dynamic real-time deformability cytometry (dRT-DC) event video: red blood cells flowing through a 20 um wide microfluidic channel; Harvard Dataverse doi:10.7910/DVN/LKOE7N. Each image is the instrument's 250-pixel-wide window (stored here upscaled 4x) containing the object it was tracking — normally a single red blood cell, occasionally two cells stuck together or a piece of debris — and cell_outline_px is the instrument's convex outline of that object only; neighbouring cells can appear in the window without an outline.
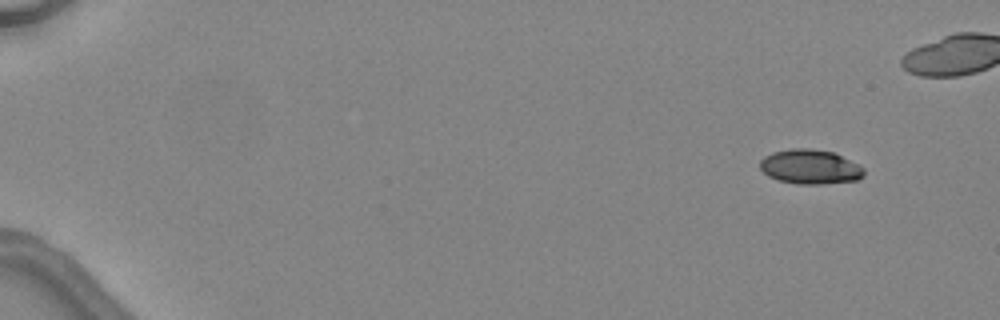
{"species": "common noctule bat (a hibernating species)", "species_latin": "Nyctalus noctula", "temperature_condition": "warm", "stored_images_in_passage": 5, "camera_frame_rate_fps": 3000, "um_per_image_px": 0.085, "animal": {"sex": "female", "body_mass_g": 24.6, "forearm_length_mm": 56.2}, "frame": {"image": 1, "passage_image": 1, "time_ms": 0.0, "image_size_px": [1000, 320], "cell_outline_px": [[864, 176], [856, 180], [820, 184], [800, 184], [776, 180], [768, 176], [760, 168], [760, 160], [764, 156], [772, 152], [792, 148], [808, 148], [832, 152], [864, 168]], "centroid_in_image_um": [68.81, 14.18], "position_along_channel_um": 16.2, "area_um2": 20.75}}